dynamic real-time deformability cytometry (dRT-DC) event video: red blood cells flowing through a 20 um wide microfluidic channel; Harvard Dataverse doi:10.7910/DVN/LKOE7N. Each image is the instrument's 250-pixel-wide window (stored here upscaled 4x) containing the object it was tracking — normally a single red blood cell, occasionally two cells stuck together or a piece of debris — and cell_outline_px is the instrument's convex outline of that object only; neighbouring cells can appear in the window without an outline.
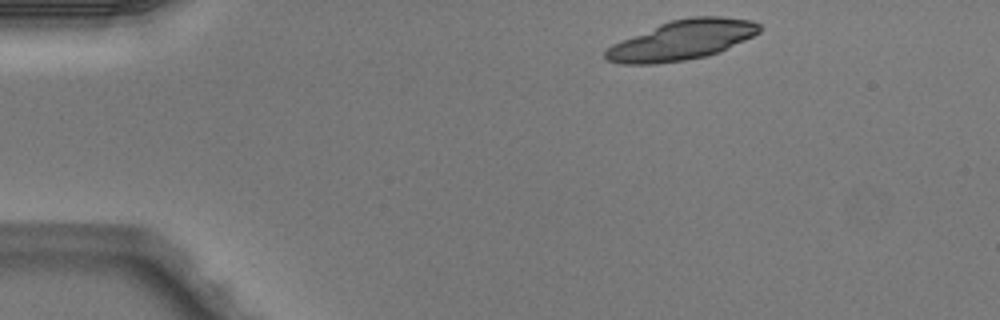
{"species": "Egyptian fruit bat (a non-hibernating species)", "species_latin": "Rousettus aegyptiacus", "temperature_condition": "warm", "stored_images_in_passage": 2, "camera_frame_rate_fps": 3000, "um_per_image_px": 0.085, "animal": {"sex": "male"}, "frame": {"image": 1, "passage_image": 1, "time_ms": 0.0, "image_size_px": [1000, 320], "cell_outline_px": [[760, 32], [720, 52], [704, 56], [684, 60], [652, 64], [620, 64], [608, 60], [604, 56], [604, 52], [612, 44], [660, 24], [672, 20], [692, 16], [720, 16], [752, 20], [760, 24]], "centroid_in_image_um": [57.98, 3.4], "position_along_channel_um": 27.0, "area_um2": 35.2}}